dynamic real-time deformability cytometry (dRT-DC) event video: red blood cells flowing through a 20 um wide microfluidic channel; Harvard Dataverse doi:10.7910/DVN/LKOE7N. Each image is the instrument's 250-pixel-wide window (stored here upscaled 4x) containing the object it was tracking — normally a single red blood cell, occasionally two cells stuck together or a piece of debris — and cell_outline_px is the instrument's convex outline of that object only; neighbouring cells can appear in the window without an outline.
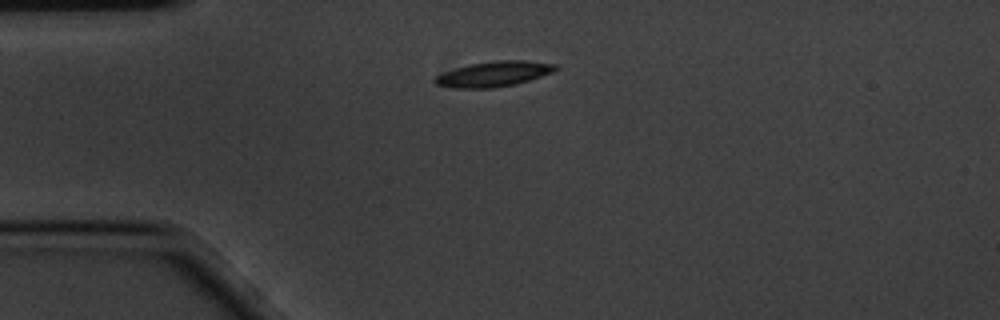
{"species": "common noctule bat (a hibernating species)", "species_latin": "Nyctalus noctula", "temperature_condition": "cold", "stored_images_in_passage": 2, "camera_frame_rate_fps": 3000, "um_per_image_px": 0.085, "animal": {"sex": "male", "body_mass_g": 20.1, "forearm_length_mm": 53.5}, "frame": {"image": 1, "passage_image": 1, "time_ms": 0.0, "image_size_px": [1000, 320], "cell_outline_px": [[556, 68], [552, 72], [516, 84], [492, 88], [452, 88], [436, 84], [432, 80], [436, 76], [444, 72], [468, 64], [496, 60], [528, 60], [556, 64]], "centroid_in_image_um": [41.94, 6.28], "position_along_channel_um": 43.1, "area_um2": 17.69}}